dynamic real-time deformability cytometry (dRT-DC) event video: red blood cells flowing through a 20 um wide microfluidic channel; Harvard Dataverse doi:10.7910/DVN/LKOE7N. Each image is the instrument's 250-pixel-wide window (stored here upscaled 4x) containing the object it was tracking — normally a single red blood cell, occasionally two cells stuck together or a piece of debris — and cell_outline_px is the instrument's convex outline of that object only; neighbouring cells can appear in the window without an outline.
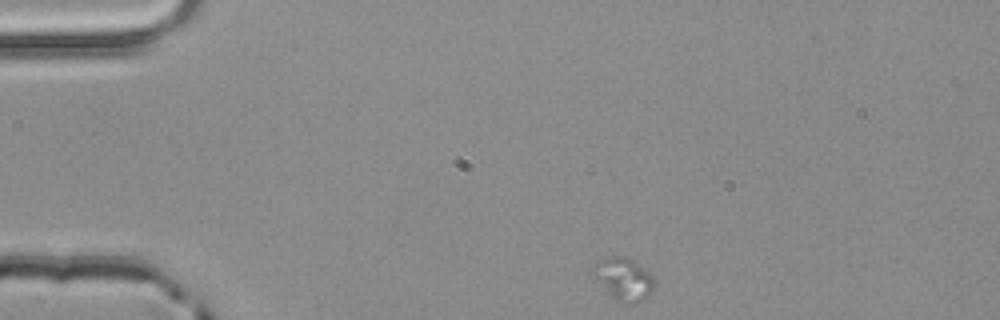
{"species": "common noctule bat (a hibernating species)", "species_latin": "Nyctalus noctula", "temperature_condition": "room temperature", "stored_images_in_passage": 11, "camera_frame_rate_fps": 3000, "um_per_image_px": 0.085, "animal": {"sex": "male", "body_mass_g": 20.4}, "frame": {"image": 1, "passage_image": 1, "time_ms": 0.0, "image_size_px": [1000, 320], "cell_outline_px": [[656, 284], [652, 292], [640, 300], [632, 304], [624, 304], [616, 300], [608, 292], [596, 276], [596, 264], [600, 260], [612, 256], [624, 256], [632, 260], [648, 272], [652, 276]], "centroid_in_image_um": [53.09, 23.73], "position_along_channel_um": 31.9, "area_um2": 14.39}}